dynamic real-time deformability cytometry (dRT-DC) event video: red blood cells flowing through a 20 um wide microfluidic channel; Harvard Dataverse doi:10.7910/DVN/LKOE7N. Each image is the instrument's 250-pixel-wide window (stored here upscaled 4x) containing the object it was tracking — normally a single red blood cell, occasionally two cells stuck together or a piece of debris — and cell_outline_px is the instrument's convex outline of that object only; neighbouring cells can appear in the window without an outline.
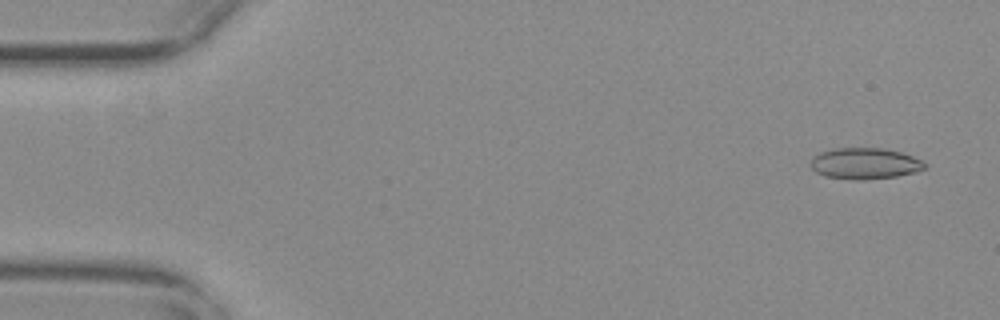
{"species": "common noctule bat (a hibernating species)", "species_latin": "Nyctalus noctula", "temperature_condition": "warm", "stored_images_in_passage": 13, "camera_frame_rate_fps": 3000, "um_per_image_px": 0.085, "animal": {"sex": "female", "body_mass_g": 29.2, "forearm_length_mm": 56.3}, "frame": {"image": 1, "passage_image": 3, "time_ms": 0.667, "image_size_px": [1000, 320], "cell_outline_px": [[928, 164], [924, 168], [916, 172], [896, 176], [864, 180], [852, 180], [824, 176], [816, 172], [812, 168], [812, 160], [820, 152], [832, 148], [884, 148], [900, 152], [912, 156]], "centroid_in_image_um": [73.52, 13.9], "position_along_channel_um": 11.5, "area_um2": 20.69}}